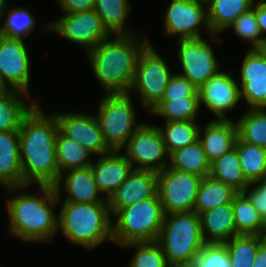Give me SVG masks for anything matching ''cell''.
I'll return each mask as SVG.
<instances>
[{
	"mask_svg": "<svg viewBox=\"0 0 266 267\" xmlns=\"http://www.w3.org/2000/svg\"><path fill=\"white\" fill-rule=\"evenodd\" d=\"M93 154L84 148L79 142L70 139L58 131L56 137V160L59 168V173L63 171L85 168L93 163Z\"/></svg>",
	"mask_w": 266,
	"mask_h": 267,
	"instance_id": "28",
	"label": "cell"
},
{
	"mask_svg": "<svg viewBox=\"0 0 266 267\" xmlns=\"http://www.w3.org/2000/svg\"><path fill=\"white\" fill-rule=\"evenodd\" d=\"M156 242L171 267H190L206 243L195 211L165 214Z\"/></svg>",
	"mask_w": 266,
	"mask_h": 267,
	"instance_id": "5",
	"label": "cell"
},
{
	"mask_svg": "<svg viewBox=\"0 0 266 267\" xmlns=\"http://www.w3.org/2000/svg\"><path fill=\"white\" fill-rule=\"evenodd\" d=\"M66 177L60 176L54 186L58 199L62 202L73 203H108V200L99 191L90 166L66 171ZM63 180V183H61ZM67 193L65 199L61 197L62 191ZM101 194L102 196H98Z\"/></svg>",
	"mask_w": 266,
	"mask_h": 267,
	"instance_id": "18",
	"label": "cell"
},
{
	"mask_svg": "<svg viewBox=\"0 0 266 267\" xmlns=\"http://www.w3.org/2000/svg\"><path fill=\"white\" fill-rule=\"evenodd\" d=\"M122 150L124 151L122 154L131 162L135 170L158 173L169 164V154L158 126L149 122H143L136 129Z\"/></svg>",
	"mask_w": 266,
	"mask_h": 267,
	"instance_id": "9",
	"label": "cell"
},
{
	"mask_svg": "<svg viewBox=\"0 0 266 267\" xmlns=\"http://www.w3.org/2000/svg\"><path fill=\"white\" fill-rule=\"evenodd\" d=\"M243 193L248 197L262 220L266 223V174L261 179L250 183Z\"/></svg>",
	"mask_w": 266,
	"mask_h": 267,
	"instance_id": "43",
	"label": "cell"
},
{
	"mask_svg": "<svg viewBox=\"0 0 266 267\" xmlns=\"http://www.w3.org/2000/svg\"><path fill=\"white\" fill-rule=\"evenodd\" d=\"M165 124L158 129L165 143L168 154L174 150L194 144L199 140L200 124L197 121H164Z\"/></svg>",
	"mask_w": 266,
	"mask_h": 267,
	"instance_id": "32",
	"label": "cell"
},
{
	"mask_svg": "<svg viewBox=\"0 0 266 267\" xmlns=\"http://www.w3.org/2000/svg\"><path fill=\"white\" fill-rule=\"evenodd\" d=\"M0 185L23 186L19 130L0 132Z\"/></svg>",
	"mask_w": 266,
	"mask_h": 267,
	"instance_id": "21",
	"label": "cell"
},
{
	"mask_svg": "<svg viewBox=\"0 0 266 267\" xmlns=\"http://www.w3.org/2000/svg\"><path fill=\"white\" fill-rule=\"evenodd\" d=\"M205 242L224 243L236 235L232 202L199 214Z\"/></svg>",
	"mask_w": 266,
	"mask_h": 267,
	"instance_id": "22",
	"label": "cell"
},
{
	"mask_svg": "<svg viewBox=\"0 0 266 267\" xmlns=\"http://www.w3.org/2000/svg\"><path fill=\"white\" fill-rule=\"evenodd\" d=\"M184 96H199L198 87L184 76L174 73L167 84L163 98H183Z\"/></svg>",
	"mask_w": 266,
	"mask_h": 267,
	"instance_id": "42",
	"label": "cell"
},
{
	"mask_svg": "<svg viewBox=\"0 0 266 267\" xmlns=\"http://www.w3.org/2000/svg\"><path fill=\"white\" fill-rule=\"evenodd\" d=\"M164 215L158 193L153 198L121 208L113 216V242L123 246L132 242L156 241Z\"/></svg>",
	"mask_w": 266,
	"mask_h": 267,
	"instance_id": "6",
	"label": "cell"
},
{
	"mask_svg": "<svg viewBox=\"0 0 266 267\" xmlns=\"http://www.w3.org/2000/svg\"><path fill=\"white\" fill-rule=\"evenodd\" d=\"M239 79H266V59L258 49L247 50L242 61Z\"/></svg>",
	"mask_w": 266,
	"mask_h": 267,
	"instance_id": "40",
	"label": "cell"
},
{
	"mask_svg": "<svg viewBox=\"0 0 266 267\" xmlns=\"http://www.w3.org/2000/svg\"><path fill=\"white\" fill-rule=\"evenodd\" d=\"M241 100H245L249 108H266V79L241 80Z\"/></svg>",
	"mask_w": 266,
	"mask_h": 267,
	"instance_id": "41",
	"label": "cell"
},
{
	"mask_svg": "<svg viewBox=\"0 0 266 267\" xmlns=\"http://www.w3.org/2000/svg\"><path fill=\"white\" fill-rule=\"evenodd\" d=\"M237 150L244 177L249 183L261 179L266 174V149L237 139Z\"/></svg>",
	"mask_w": 266,
	"mask_h": 267,
	"instance_id": "35",
	"label": "cell"
},
{
	"mask_svg": "<svg viewBox=\"0 0 266 267\" xmlns=\"http://www.w3.org/2000/svg\"><path fill=\"white\" fill-rule=\"evenodd\" d=\"M235 122L242 141L266 149V108H247Z\"/></svg>",
	"mask_w": 266,
	"mask_h": 267,
	"instance_id": "34",
	"label": "cell"
},
{
	"mask_svg": "<svg viewBox=\"0 0 266 267\" xmlns=\"http://www.w3.org/2000/svg\"><path fill=\"white\" fill-rule=\"evenodd\" d=\"M190 267H232L226 244L206 242Z\"/></svg>",
	"mask_w": 266,
	"mask_h": 267,
	"instance_id": "39",
	"label": "cell"
},
{
	"mask_svg": "<svg viewBox=\"0 0 266 267\" xmlns=\"http://www.w3.org/2000/svg\"><path fill=\"white\" fill-rule=\"evenodd\" d=\"M24 42L0 35V87L29 94L31 62Z\"/></svg>",
	"mask_w": 266,
	"mask_h": 267,
	"instance_id": "14",
	"label": "cell"
},
{
	"mask_svg": "<svg viewBox=\"0 0 266 267\" xmlns=\"http://www.w3.org/2000/svg\"><path fill=\"white\" fill-rule=\"evenodd\" d=\"M135 110L130 93L104 94L100 100L95 117L111 151H122L142 124Z\"/></svg>",
	"mask_w": 266,
	"mask_h": 267,
	"instance_id": "7",
	"label": "cell"
},
{
	"mask_svg": "<svg viewBox=\"0 0 266 267\" xmlns=\"http://www.w3.org/2000/svg\"><path fill=\"white\" fill-rule=\"evenodd\" d=\"M157 175V193L164 214L194 210L197 192L203 177L168 166Z\"/></svg>",
	"mask_w": 266,
	"mask_h": 267,
	"instance_id": "11",
	"label": "cell"
},
{
	"mask_svg": "<svg viewBox=\"0 0 266 267\" xmlns=\"http://www.w3.org/2000/svg\"><path fill=\"white\" fill-rule=\"evenodd\" d=\"M199 110V96H184L183 98H162L151 113L163 117L165 121H197Z\"/></svg>",
	"mask_w": 266,
	"mask_h": 267,
	"instance_id": "33",
	"label": "cell"
},
{
	"mask_svg": "<svg viewBox=\"0 0 266 267\" xmlns=\"http://www.w3.org/2000/svg\"><path fill=\"white\" fill-rule=\"evenodd\" d=\"M6 1L7 0H0V12H1V10H2V8H3V6H4Z\"/></svg>",
	"mask_w": 266,
	"mask_h": 267,
	"instance_id": "48",
	"label": "cell"
},
{
	"mask_svg": "<svg viewBox=\"0 0 266 267\" xmlns=\"http://www.w3.org/2000/svg\"><path fill=\"white\" fill-rule=\"evenodd\" d=\"M114 35L86 53L104 94L130 93L140 53L150 43L145 33Z\"/></svg>",
	"mask_w": 266,
	"mask_h": 267,
	"instance_id": "2",
	"label": "cell"
},
{
	"mask_svg": "<svg viewBox=\"0 0 266 267\" xmlns=\"http://www.w3.org/2000/svg\"><path fill=\"white\" fill-rule=\"evenodd\" d=\"M5 14L7 18L4 17ZM0 21L3 22L0 25V35L8 38L25 40L36 27V18L29 9L20 6L10 9L7 1L0 12Z\"/></svg>",
	"mask_w": 266,
	"mask_h": 267,
	"instance_id": "31",
	"label": "cell"
},
{
	"mask_svg": "<svg viewBox=\"0 0 266 267\" xmlns=\"http://www.w3.org/2000/svg\"><path fill=\"white\" fill-rule=\"evenodd\" d=\"M122 248H136L128 267H171L156 241L132 242L123 245Z\"/></svg>",
	"mask_w": 266,
	"mask_h": 267,
	"instance_id": "37",
	"label": "cell"
},
{
	"mask_svg": "<svg viewBox=\"0 0 266 267\" xmlns=\"http://www.w3.org/2000/svg\"><path fill=\"white\" fill-rule=\"evenodd\" d=\"M229 28H232L235 35L243 42L248 41L251 43L249 49H258L266 43L259 30L255 14V2L250 10L242 13L226 30Z\"/></svg>",
	"mask_w": 266,
	"mask_h": 267,
	"instance_id": "38",
	"label": "cell"
},
{
	"mask_svg": "<svg viewBox=\"0 0 266 267\" xmlns=\"http://www.w3.org/2000/svg\"><path fill=\"white\" fill-rule=\"evenodd\" d=\"M157 188V172L133 169L108 199L112 217L123 207L153 198L157 194Z\"/></svg>",
	"mask_w": 266,
	"mask_h": 267,
	"instance_id": "17",
	"label": "cell"
},
{
	"mask_svg": "<svg viewBox=\"0 0 266 267\" xmlns=\"http://www.w3.org/2000/svg\"><path fill=\"white\" fill-rule=\"evenodd\" d=\"M237 193L232 187L219 180L210 176L203 177L193 211L200 214L220 205L230 203Z\"/></svg>",
	"mask_w": 266,
	"mask_h": 267,
	"instance_id": "29",
	"label": "cell"
},
{
	"mask_svg": "<svg viewBox=\"0 0 266 267\" xmlns=\"http://www.w3.org/2000/svg\"><path fill=\"white\" fill-rule=\"evenodd\" d=\"M59 131L66 137L79 142L90 151L93 156H101L111 152L104 142L99 123L93 114L78 113H54Z\"/></svg>",
	"mask_w": 266,
	"mask_h": 267,
	"instance_id": "16",
	"label": "cell"
},
{
	"mask_svg": "<svg viewBox=\"0 0 266 267\" xmlns=\"http://www.w3.org/2000/svg\"><path fill=\"white\" fill-rule=\"evenodd\" d=\"M209 176L229 185L237 192H243L250 184L243 175L235 148L210 163Z\"/></svg>",
	"mask_w": 266,
	"mask_h": 267,
	"instance_id": "30",
	"label": "cell"
},
{
	"mask_svg": "<svg viewBox=\"0 0 266 267\" xmlns=\"http://www.w3.org/2000/svg\"><path fill=\"white\" fill-rule=\"evenodd\" d=\"M203 128L201 129L200 126L199 141L210 163L235 148L238 129L236 122L232 119H213L206 123Z\"/></svg>",
	"mask_w": 266,
	"mask_h": 267,
	"instance_id": "20",
	"label": "cell"
},
{
	"mask_svg": "<svg viewBox=\"0 0 266 267\" xmlns=\"http://www.w3.org/2000/svg\"><path fill=\"white\" fill-rule=\"evenodd\" d=\"M59 131L53 113L46 115L37 103L19 129L23 186H55L61 174L56 160Z\"/></svg>",
	"mask_w": 266,
	"mask_h": 267,
	"instance_id": "1",
	"label": "cell"
},
{
	"mask_svg": "<svg viewBox=\"0 0 266 267\" xmlns=\"http://www.w3.org/2000/svg\"><path fill=\"white\" fill-rule=\"evenodd\" d=\"M232 75L233 70L219 71L198 88L200 107L210 110L216 120H229L226 114L241 100L240 86Z\"/></svg>",
	"mask_w": 266,
	"mask_h": 267,
	"instance_id": "15",
	"label": "cell"
},
{
	"mask_svg": "<svg viewBox=\"0 0 266 267\" xmlns=\"http://www.w3.org/2000/svg\"><path fill=\"white\" fill-rule=\"evenodd\" d=\"M27 187L30 186L7 188L17 192L5 200L10 234L26 243L49 242L58 232V215L54 213L59 204L57 192L54 186H37L38 193L31 194L24 192Z\"/></svg>",
	"mask_w": 266,
	"mask_h": 267,
	"instance_id": "3",
	"label": "cell"
},
{
	"mask_svg": "<svg viewBox=\"0 0 266 267\" xmlns=\"http://www.w3.org/2000/svg\"><path fill=\"white\" fill-rule=\"evenodd\" d=\"M208 40L204 37L177 40L179 49L176 57L183 71L178 74L187 78L198 88L221 71L220 63L211 46L212 43Z\"/></svg>",
	"mask_w": 266,
	"mask_h": 267,
	"instance_id": "13",
	"label": "cell"
},
{
	"mask_svg": "<svg viewBox=\"0 0 266 267\" xmlns=\"http://www.w3.org/2000/svg\"><path fill=\"white\" fill-rule=\"evenodd\" d=\"M266 236L238 234L224 242L232 267H252L260 243Z\"/></svg>",
	"mask_w": 266,
	"mask_h": 267,
	"instance_id": "36",
	"label": "cell"
},
{
	"mask_svg": "<svg viewBox=\"0 0 266 267\" xmlns=\"http://www.w3.org/2000/svg\"><path fill=\"white\" fill-rule=\"evenodd\" d=\"M208 24L213 35L223 33L255 0H205Z\"/></svg>",
	"mask_w": 266,
	"mask_h": 267,
	"instance_id": "24",
	"label": "cell"
},
{
	"mask_svg": "<svg viewBox=\"0 0 266 267\" xmlns=\"http://www.w3.org/2000/svg\"><path fill=\"white\" fill-rule=\"evenodd\" d=\"M236 235L266 236V223L262 220L256 208L243 192H238L232 200Z\"/></svg>",
	"mask_w": 266,
	"mask_h": 267,
	"instance_id": "27",
	"label": "cell"
},
{
	"mask_svg": "<svg viewBox=\"0 0 266 267\" xmlns=\"http://www.w3.org/2000/svg\"><path fill=\"white\" fill-rule=\"evenodd\" d=\"M169 161L168 167L175 170L192 173L200 177H206L210 174V162L199 140L194 144L171 152Z\"/></svg>",
	"mask_w": 266,
	"mask_h": 267,
	"instance_id": "26",
	"label": "cell"
},
{
	"mask_svg": "<svg viewBox=\"0 0 266 267\" xmlns=\"http://www.w3.org/2000/svg\"><path fill=\"white\" fill-rule=\"evenodd\" d=\"M58 231L72 244L97 249L112 239V221L108 203L61 202Z\"/></svg>",
	"mask_w": 266,
	"mask_h": 267,
	"instance_id": "4",
	"label": "cell"
},
{
	"mask_svg": "<svg viewBox=\"0 0 266 267\" xmlns=\"http://www.w3.org/2000/svg\"><path fill=\"white\" fill-rule=\"evenodd\" d=\"M168 5L164 18L165 25L163 24L165 35H178L177 40L202 38V25V29L210 32L212 41H216L218 35L213 36L209 27L205 0H171Z\"/></svg>",
	"mask_w": 266,
	"mask_h": 267,
	"instance_id": "12",
	"label": "cell"
},
{
	"mask_svg": "<svg viewBox=\"0 0 266 267\" xmlns=\"http://www.w3.org/2000/svg\"><path fill=\"white\" fill-rule=\"evenodd\" d=\"M94 10L111 35L133 34L126 27L127 17L132 10L130 0H96Z\"/></svg>",
	"mask_w": 266,
	"mask_h": 267,
	"instance_id": "25",
	"label": "cell"
},
{
	"mask_svg": "<svg viewBox=\"0 0 266 267\" xmlns=\"http://www.w3.org/2000/svg\"><path fill=\"white\" fill-rule=\"evenodd\" d=\"M21 96V97H20ZM23 97V98H22ZM26 100L30 101L28 104ZM30 94L15 89H0V132L19 130L24 117L38 101Z\"/></svg>",
	"mask_w": 266,
	"mask_h": 267,
	"instance_id": "23",
	"label": "cell"
},
{
	"mask_svg": "<svg viewBox=\"0 0 266 267\" xmlns=\"http://www.w3.org/2000/svg\"><path fill=\"white\" fill-rule=\"evenodd\" d=\"M255 14L261 36L266 41V0H255Z\"/></svg>",
	"mask_w": 266,
	"mask_h": 267,
	"instance_id": "45",
	"label": "cell"
},
{
	"mask_svg": "<svg viewBox=\"0 0 266 267\" xmlns=\"http://www.w3.org/2000/svg\"><path fill=\"white\" fill-rule=\"evenodd\" d=\"M252 267H266V238L258 247Z\"/></svg>",
	"mask_w": 266,
	"mask_h": 267,
	"instance_id": "46",
	"label": "cell"
},
{
	"mask_svg": "<svg viewBox=\"0 0 266 267\" xmlns=\"http://www.w3.org/2000/svg\"><path fill=\"white\" fill-rule=\"evenodd\" d=\"M121 153L111 151L97 156V161L90 166L99 191L107 200L133 170L131 162Z\"/></svg>",
	"mask_w": 266,
	"mask_h": 267,
	"instance_id": "19",
	"label": "cell"
},
{
	"mask_svg": "<svg viewBox=\"0 0 266 267\" xmlns=\"http://www.w3.org/2000/svg\"><path fill=\"white\" fill-rule=\"evenodd\" d=\"M149 43L140 53L130 93L138 94L142 106L151 111L163 98L173 73L163 57Z\"/></svg>",
	"mask_w": 266,
	"mask_h": 267,
	"instance_id": "8",
	"label": "cell"
},
{
	"mask_svg": "<svg viewBox=\"0 0 266 267\" xmlns=\"http://www.w3.org/2000/svg\"><path fill=\"white\" fill-rule=\"evenodd\" d=\"M96 0H58L63 13H78L94 10Z\"/></svg>",
	"mask_w": 266,
	"mask_h": 267,
	"instance_id": "44",
	"label": "cell"
},
{
	"mask_svg": "<svg viewBox=\"0 0 266 267\" xmlns=\"http://www.w3.org/2000/svg\"><path fill=\"white\" fill-rule=\"evenodd\" d=\"M40 27L45 32H54L56 35L74 42L84 48L87 53L102 41L113 36L105 28L102 19L95 10L63 13V15Z\"/></svg>",
	"mask_w": 266,
	"mask_h": 267,
	"instance_id": "10",
	"label": "cell"
},
{
	"mask_svg": "<svg viewBox=\"0 0 266 267\" xmlns=\"http://www.w3.org/2000/svg\"><path fill=\"white\" fill-rule=\"evenodd\" d=\"M258 50L264 55L266 59V43L262 47L258 48Z\"/></svg>",
	"mask_w": 266,
	"mask_h": 267,
	"instance_id": "47",
	"label": "cell"
}]
</instances>
